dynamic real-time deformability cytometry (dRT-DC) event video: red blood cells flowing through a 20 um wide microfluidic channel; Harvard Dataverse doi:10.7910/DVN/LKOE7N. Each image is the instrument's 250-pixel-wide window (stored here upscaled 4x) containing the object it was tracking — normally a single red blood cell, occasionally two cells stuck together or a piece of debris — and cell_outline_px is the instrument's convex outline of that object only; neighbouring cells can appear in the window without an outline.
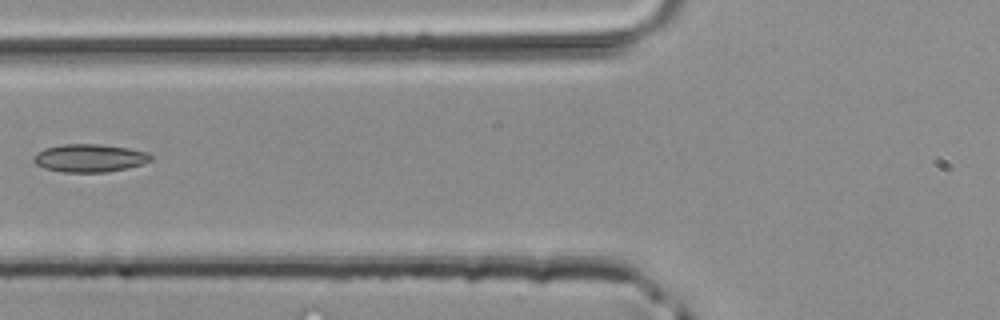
{"species": "common noctule bat (a hibernating species)", "species_latin": "Nyctalus noctula", "temperature_condition": "room temperature", "stored_images_in_passage": 4, "camera_frame_rate_fps": 3000, "um_per_image_px": 0.085, "animal": {"sex": "male", "body_mass_g": 20.4}, "frame": {"image": 1, "passage_image": 4, "time_ms": 1.0, "image_size_px": [1000, 320], "cell_outline_px": [[152, 160], [144, 164], [128, 168], [104, 172], [64, 172], [44, 168], [36, 164], [32, 160], [44, 148], [64, 144], [96, 144], [128, 148], [148, 152], [152, 156]], "centroid_in_image_um": [7.66, 13.44], "position_along_channel_um": 118.1, "area_um2": 18.96}}